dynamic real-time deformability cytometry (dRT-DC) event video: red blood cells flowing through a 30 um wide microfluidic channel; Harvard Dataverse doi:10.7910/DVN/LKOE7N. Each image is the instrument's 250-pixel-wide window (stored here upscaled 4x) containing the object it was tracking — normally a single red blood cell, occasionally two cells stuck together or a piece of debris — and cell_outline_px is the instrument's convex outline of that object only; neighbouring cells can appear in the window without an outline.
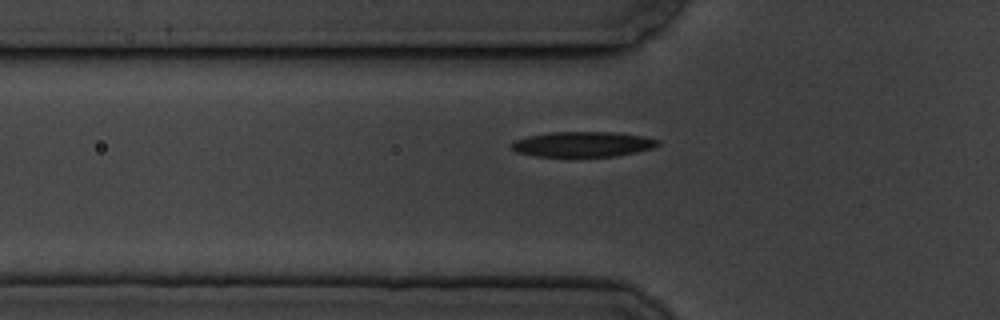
{"species": "common noctule bat (a hibernating species)", "species_latin": "Nyctalus noctula", "temperature_condition": "cold", "stored_images_in_passage": 17, "segment_of_instrument_passage": [1, 2], "camera_frame_rate_fps": 3000, "um_per_image_px": 0.085, "animal": {"sex": "male", "body_mass_g": 19.5, "forearm_length_mm": 54.6}, "frame": {"image": 1, "passage_image": 6, "time_ms": 6.667, "image_size_px": [1000, 320], "cell_outline_px": [[660, 144], [652, 148], [636, 152], [616, 156], [536, 156], [516, 152], [508, 144], [512, 140], [528, 136], [548, 132], [612, 132], [644, 136], [660, 140]], "centroid_in_image_um": [49.5, 12.25], "position_along_channel_um": 76.3, "area_um2": 21.62}}
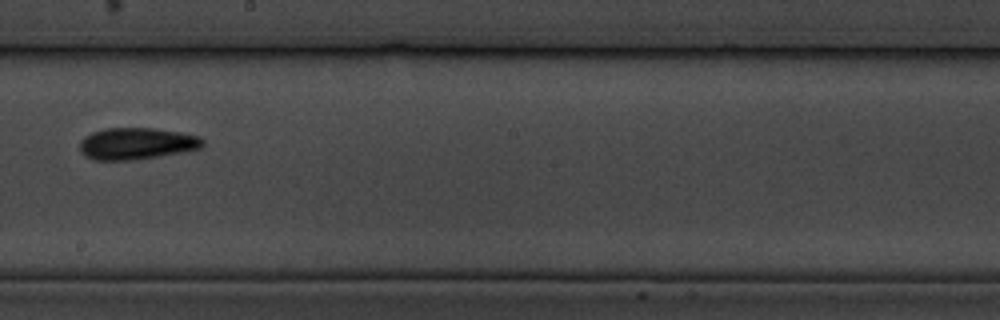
{"frame": {"image": 2, "passage_image": 10, "time_ms": 11.333, "image_size_px": [1000, 320], "cell_outline_px": [[204, 144], [200, 148], [188, 152], [132, 160], [96, 160], [84, 156], [80, 152], [80, 140], [84, 136], [92, 132], [108, 128], [156, 128], [180, 132], [200, 136], [204, 140]], "centroid_in_image_um": [11.64, 12.21], "position_along_channel_um": 236.6, "area_um2": 23.06}}
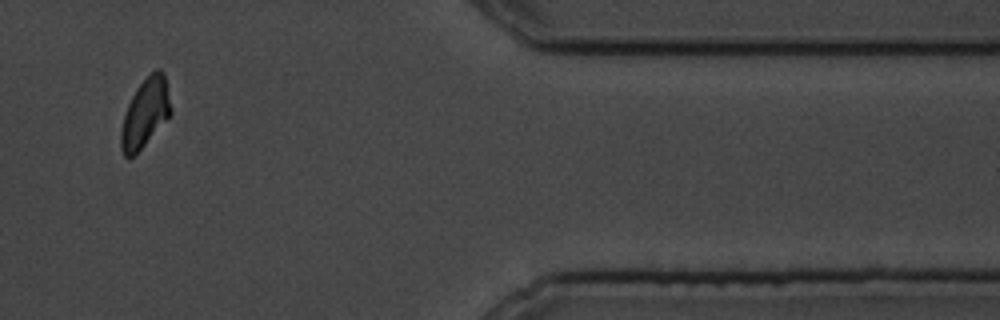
{"frame": {"image": 3, "passage_image": 15, "time_ms": 17.0, "image_size_px": [1000, 320], "cell_outline_px": [[172, 112], [144, 144], [132, 156], [124, 156], [120, 148], [120, 132], [124, 116], [128, 104], [136, 88], [156, 68], [160, 68], [164, 72]], "centroid_in_image_um": [12.33, 9.57], "position_along_channel_um": 399.1, "area_um2": 19.42}}